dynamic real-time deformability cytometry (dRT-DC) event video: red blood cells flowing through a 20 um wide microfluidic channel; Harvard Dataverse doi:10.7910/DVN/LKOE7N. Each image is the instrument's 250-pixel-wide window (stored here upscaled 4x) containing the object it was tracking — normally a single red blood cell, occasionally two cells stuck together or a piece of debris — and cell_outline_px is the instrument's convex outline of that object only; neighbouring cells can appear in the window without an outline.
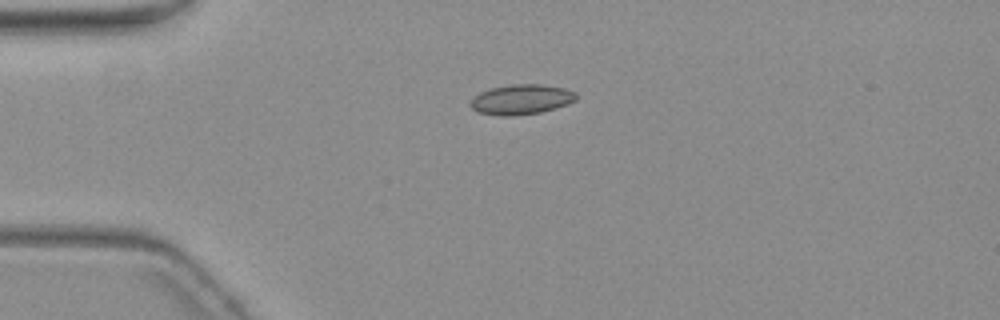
{"species": "common noctule bat (a hibernating species)", "species_latin": "Nyctalus noctula", "temperature_condition": "warm", "stored_images_in_passage": 3, "camera_frame_rate_fps": 3000, "um_per_image_px": 0.085, "animal": {"sex": "female", "body_mass_g": 19.3, "forearm_length_mm": 54.1}, "frame": {"image": 1, "passage_image": 1, "time_ms": 0.0, "image_size_px": [1000, 320], "cell_outline_px": [[576, 100], [568, 104], [540, 112], [512, 116], [500, 116], [476, 112], [468, 104], [480, 92], [492, 88], [512, 84], [540, 84], [564, 88], [576, 92]], "centroid_in_image_um": [44.3, 8.46], "position_along_channel_um": 40.7, "area_um2": 18.44}}
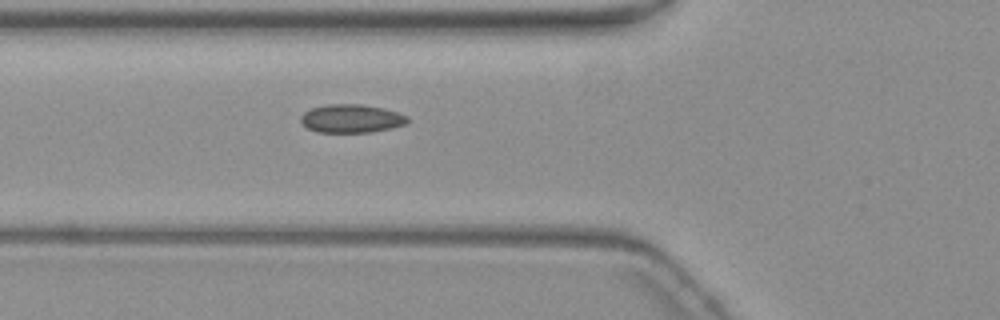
{"frame": {"image": 2, "passage_image": 3, "time_ms": 2.333, "image_size_px": [1000, 320], "cell_outline_px": [[408, 124], [392, 128], [372, 132], [316, 132], [308, 128], [300, 120], [300, 116], [304, 112], [312, 108], [328, 104], [360, 104], [384, 108], [408, 116]], "centroid_in_image_um": [29.89, 10.08], "position_along_channel_um": 95.9, "area_um2": 17.69}}